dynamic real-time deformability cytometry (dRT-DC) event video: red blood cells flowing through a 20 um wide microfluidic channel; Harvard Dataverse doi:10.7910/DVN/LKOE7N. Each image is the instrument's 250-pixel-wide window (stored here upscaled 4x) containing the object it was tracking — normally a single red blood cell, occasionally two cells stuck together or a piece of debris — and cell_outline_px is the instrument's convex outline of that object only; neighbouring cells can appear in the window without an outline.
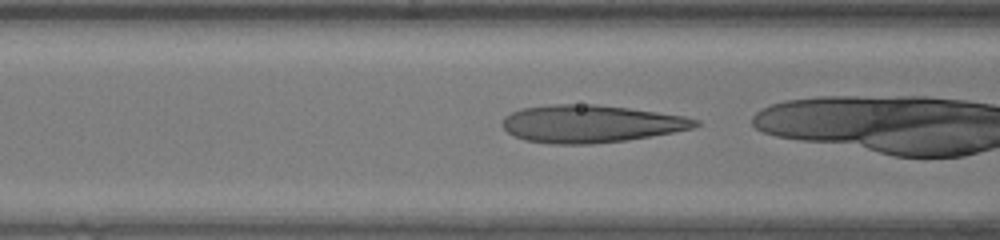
{"species": "human", "species_latin": "Homo sapiens", "temperature_condition": "warm", "stored_images_in_passage": 32, "camera_frame_rate_fps": 3000, "um_per_image_px": 0.085, "donor": {"sex": "female"}, "frame": {"image": 1, "passage_image": 14, "time_ms": 4.333, "image_size_px": [1000, 240], "cell_outline_px": [[700, 124], [692, 128], [672, 132], [628, 140], [592, 144], [548, 144], [524, 140], [508, 132], [500, 124], [504, 116], [520, 108], [552, 104], [596, 104], [628, 108], [684, 116], [700, 120]], "centroid_in_image_um": [50.17, 10.52], "position_along_channel_um": 116.4, "area_um2": 42.31}}
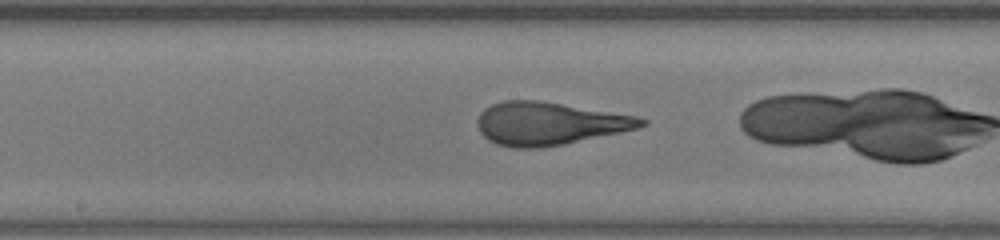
{"frame": {"image": 2, "passage_image": 20, "time_ms": 6.333, "image_size_px": [1000, 240], "cell_outline_px": [[648, 124], [640, 128], [564, 144], [540, 148], [512, 148], [496, 144], [488, 140], [480, 132], [476, 124], [476, 120], [480, 112], [484, 108], [492, 104], [504, 100], [540, 100], [636, 116], [648, 120]], "centroid_in_image_um": [46.66, 10.5], "position_along_channel_um": 201.5, "area_um2": 41.21}}